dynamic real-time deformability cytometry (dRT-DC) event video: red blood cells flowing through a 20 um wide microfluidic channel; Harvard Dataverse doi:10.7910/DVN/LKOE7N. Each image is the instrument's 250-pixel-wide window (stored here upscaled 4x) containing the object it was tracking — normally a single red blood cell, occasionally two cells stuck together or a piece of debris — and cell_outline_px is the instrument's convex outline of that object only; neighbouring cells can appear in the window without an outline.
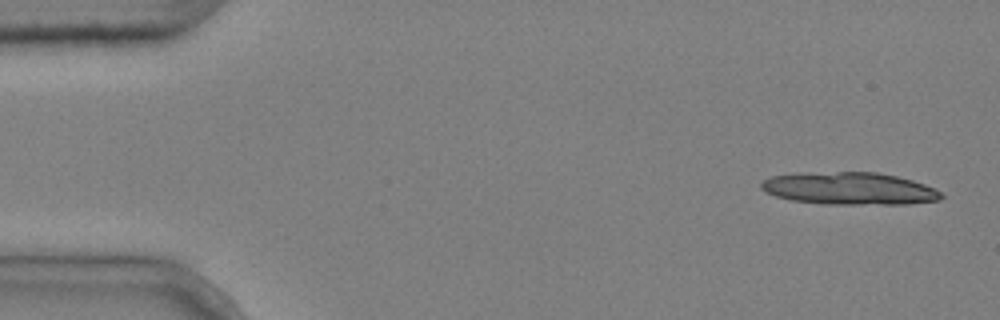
{"species": "common noctule bat (a hibernating species)", "species_latin": "Nyctalus noctula", "temperature_condition": "cold", "stored_images_in_passage": 7, "camera_frame_rate_fps": 3000, "um_per_image_px": 0.085, "animal": {"sex": "male", "body_mass_g": 20.4}, "frame": {"image": 1, "passage_image": 1, "time_ms": 0.0, "image_size_px": [1000, 320], "cell_outline_px": [[944, 196], [940, 200], [908, 204], [828, 204], [792, 200], [776, 196], [760, 188], [760, 184], [764, 180], [772, 176], [800, 172], [876, 172], [896, 176], [912, 180], [924, 184], [940, 192]], "centroid_in_image_um": [72.2, 16.02], "position_along_channel_um": 12.8, "area_um2": 33.93}}
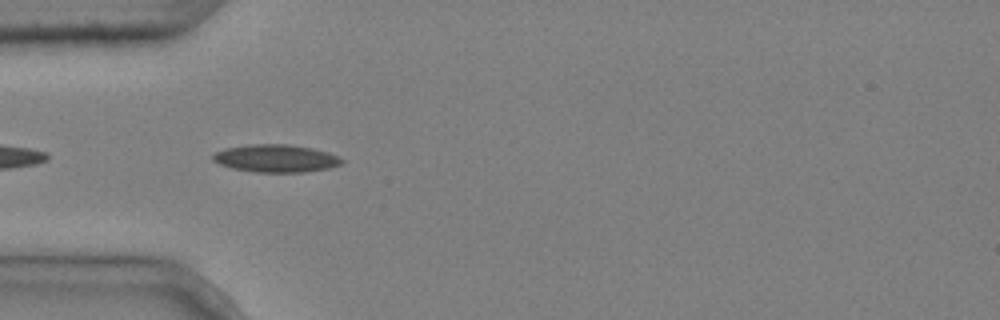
{"frame": {"image": 2, "passage_image": 5, "time_ms": 1.333, "image_size_px": [1000, 320], "cell_outline_px": [[344, 160], [340, 164], [328, 168], [304, 172], [252, 172], [232, 168], [220, 164], [212, 160], [212, 156], [216, 152], [224, 148], [248, 144], [288, 144], [312, 148], [328, 152]], "centroid_in_image_um": [23.41, 13.46], "position_along_channel_um": 61.6, "area_um2": 20.75}}